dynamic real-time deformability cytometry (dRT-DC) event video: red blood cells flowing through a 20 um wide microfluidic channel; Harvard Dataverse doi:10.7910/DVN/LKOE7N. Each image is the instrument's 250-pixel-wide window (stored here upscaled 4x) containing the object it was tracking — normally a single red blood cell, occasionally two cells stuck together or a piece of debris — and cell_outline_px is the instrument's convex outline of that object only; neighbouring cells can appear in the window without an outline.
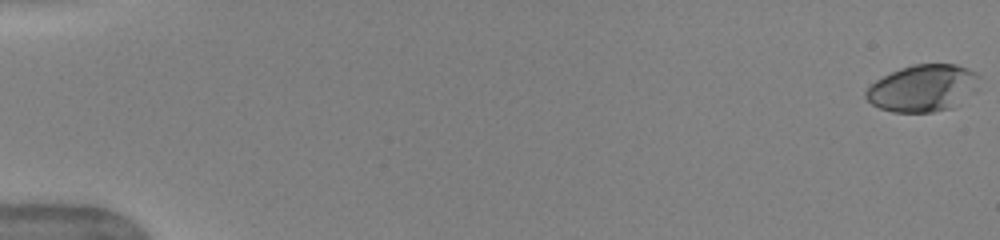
{"species": "human", "species_latin": "Homo sapiens", "temperature_condition": "warm", "stored_images_in_passage": 52, "camera_frame_rate_fps": 3000, "um_per_image_px": 0.085, "donor": {"sex": "female"}, "frame": {"image": 1, "passage_image": 1, "time_ms": 0.0, "image_size_px": [1000, 240], "cell_outline_px": [[980, 76], [976, 92], [952, 108], [932, 112], [892, 112], [880, 108], [872, 104], [864, 96], [864, 92], [876, 80], [900, 68], [912, 64], [956, 64], [968, 68], [976, 72]], "centroid_in_image_um": [78.48, 7.49], "position_along_channel_um": 6.5, "area_um2": 31.21}}
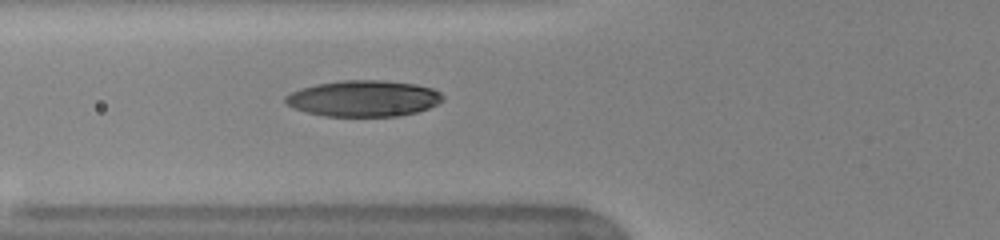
{"frame": {"image": 2, "passage_image": 21, "time_ms": 6.667, "image_size_px": [1000, 240], "cell_outline_px": [[444, 100], [428, 108], [416, 112], [400, 116], [324, 116], [308, 112], [296, 108], [288, 104], [284, 100], [284, 96], [292, 92], [316, 84], [344, 80], [384, 80], [416, 84], [432, 88], [440, 92], [444, 96]], "centroid_in_image_um": [30.95, 8.36], "position_along_channel_um": 94.9, "area_um2": 33.0}}
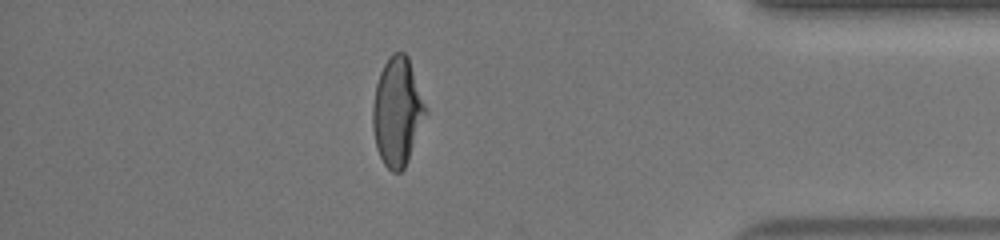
{"frame": {"image": 3, "passage_image": 46, "time_ms": 15.0, "image_size_px": [1000, 240], "cell_outline_px": [[428, 112], [408, 160], [404, 168], [400, 172], [392, 172], [384, 164], [376, 148], [372, 128], [372, 108], [376, 84], [380, 72], [384, 64], [392, 52], [404, 52], [408, 56], [428, 108]], "centroid_in_image_um": [33.78, 9.48], "position_along_channel_um": 401.4, "area_um2": 33.7}}